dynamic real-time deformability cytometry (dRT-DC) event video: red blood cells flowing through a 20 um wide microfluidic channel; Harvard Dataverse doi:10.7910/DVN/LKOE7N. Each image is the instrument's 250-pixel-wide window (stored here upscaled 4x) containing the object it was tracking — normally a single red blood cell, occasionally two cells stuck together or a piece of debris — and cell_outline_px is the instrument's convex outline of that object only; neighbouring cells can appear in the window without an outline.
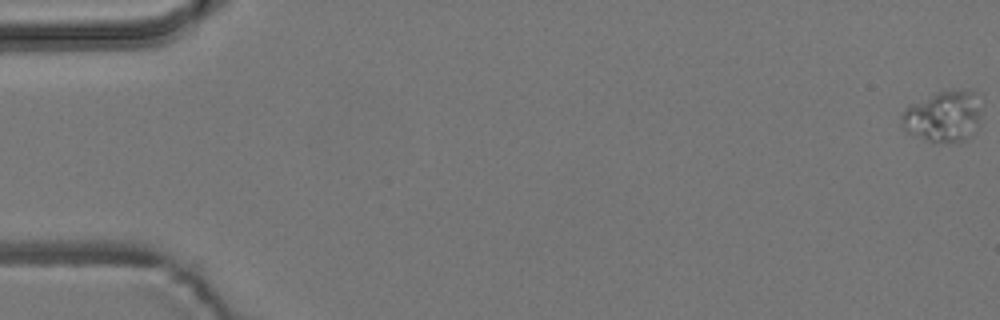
{"species": "common noctule bat (a hibernating species)", "species_latin": "Nyctalus noctula", "temperature_condition": "room temperature", "stored_images_in_passage": 3, "camera_frame_rate_fps": 3000, "um_per_image_px": 0.085, "animal": {"sex": "male", "body_mass_g": 19.2, "forearm_length_mm": 51.8}, "frame": {"image": 1, "passage_image": 1, "time_ms": 0.0, "image_size_px": [1000, 320], "cell_outline_px": [[980, 116], [976, 132], [972, 136], [964, 140], [924, 140], [908, 132], [900, 124], [900, 116], [912, 104], [936, 92], [952, 88], [968, 88], [972, 92]], "centroid_in_image_um": [80.16, 9.86], "position_along_channel_um": 4.8, "area_um2": 23.29}}